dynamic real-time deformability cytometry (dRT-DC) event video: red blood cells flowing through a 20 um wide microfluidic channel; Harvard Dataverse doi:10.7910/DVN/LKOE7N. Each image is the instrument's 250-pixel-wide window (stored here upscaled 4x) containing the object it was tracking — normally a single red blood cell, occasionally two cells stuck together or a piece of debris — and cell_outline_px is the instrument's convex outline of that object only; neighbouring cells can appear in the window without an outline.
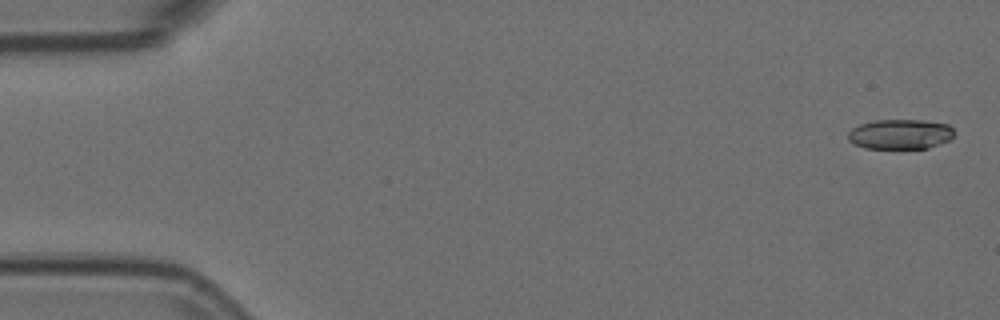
{"species": "Egyptian fruit bat (a non-hibernating species)", "species_latin": "Rousettus aegyptiacus", "temperature_condition": "room temperature", "stored_images_in_passage": 9, "camera_frame_rate_fps": 3000, "um_per_image_px": 0.085, "animal": {"sex": "female"}, "frame": {"image": 1, "passage_image": 1, "time_ms": 0.0, "image_size_px": [1000, 320], "cell_outline_px": [[956, 132], [948, 140], [940, 144], [928, 148], [864, 148], [848, 140], [848, 132], [852, 128], [860, 124], [876, 120], [920, 120], [948, 124]], "centroid_in_image_um": [76.52, 11.4], "position_along_channel_um": 8.5, "area_um2": 18.44}}
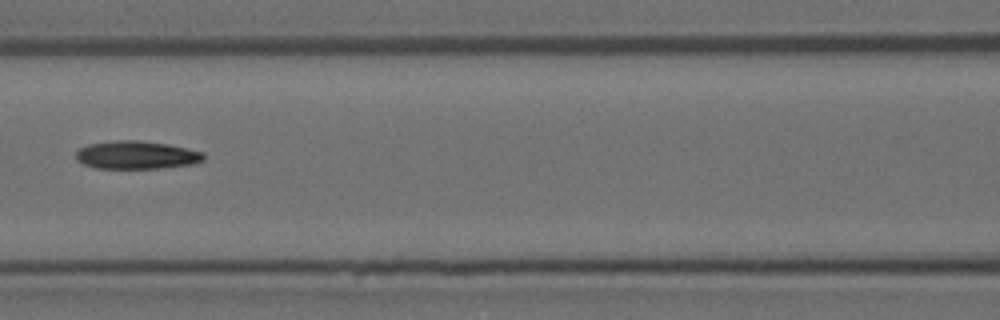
{"frame": {"image": 2, "passage_image": 6, "time_ms": 1.667, "image_size_px": [1000, 320], "cell_outline_px": [[204, 160], [192, 164], [160, 168], [96, 168], [84, 164], [76, 160], [76, 152], [80, 148], [88, 144], [112, 140], [140, 140], [168, 144], [204, 152]], "centroid_in_image_um": [11.59, 13.17], "position_along_channel_um": 155.0, "area_um2": 20.92}}
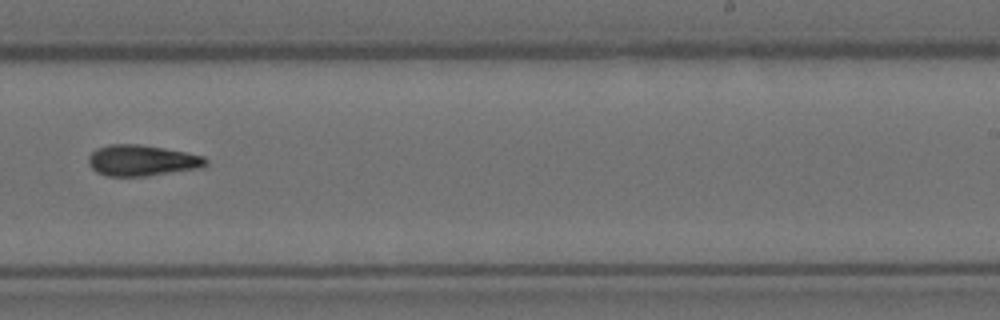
{"frame": {"image": 3, "passage_image": 9, "time_ms": 2.667, "image_size_px": [1000, 320], "cell_outline_px": [[208, 164], [200, 168], [144, 176], [108, 176], [96, 172], [88, 164], [88, 156], [96, 148], [108, 144], [140, 144], [164, 148], [204, 156], [208, 160]], "centroid_in_image_um": [12.04, 13.63], "position_along_channel_um": 277.0, "area_um2": 21.21}}